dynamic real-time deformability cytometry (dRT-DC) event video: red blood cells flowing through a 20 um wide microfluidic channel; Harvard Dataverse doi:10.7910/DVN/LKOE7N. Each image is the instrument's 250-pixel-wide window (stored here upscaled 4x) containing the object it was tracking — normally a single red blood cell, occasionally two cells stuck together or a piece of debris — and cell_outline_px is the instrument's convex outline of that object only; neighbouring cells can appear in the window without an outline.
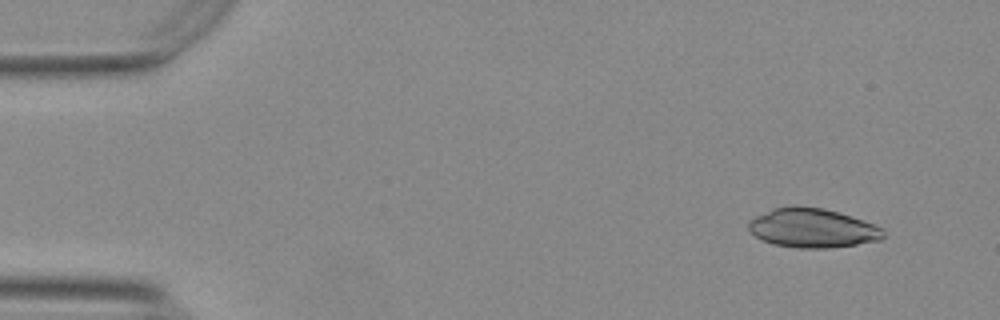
{"species": "Egyptian fruit bat (a non-hibernating species)", "species_latin": "Rousettus aegyptiacus", "temperature_condition": "warm", "stored_images_in_passage": 51, "camera_frame_rate_fps": 3000, "um_per_image_px": 0.085, "animal": {"sex": "female"}, "frame": {"image": 1, "passage_image": 1, "time_ms": 0.0, "image_size_px": [1000, 320], "cell_outline_px": [[884, 236], [880, 240], [856, 244], [828, 248], [800, 248], [772, 244], [756, 236], [748, 228], [748, 220], [772, 208], [796, 204], [824, 208], [884, 228]], "centroid_in_image_um": [69.02, 19.37], "position_along_channel_um": 16.0, "area_um2": 30.69}}
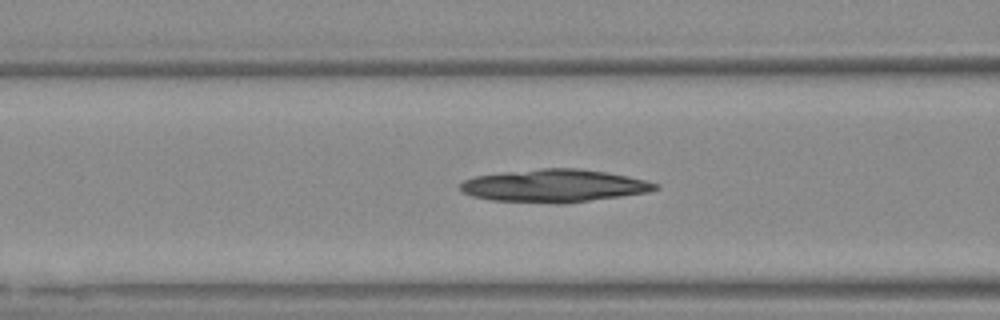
{"frame": {"image": 2, "passage_image": 18, "time_ms": 5.667, "image_size_px": [1000, 320], "cell_outline_px": [[660, 188], [648, 192], [620, 196], [588, 200], [492, 200], [472, 196], [460, 192], [460, 184], [464, 180], [476, 176], [504, 172], [540, 168], [576, 168], [604, 172], [628, 176], [644, 180], [656, 184]], "centroid_in_image_um": [47.08, 15.74], "position_along_channel_um": 119.5, "area_um2": 35.55}}
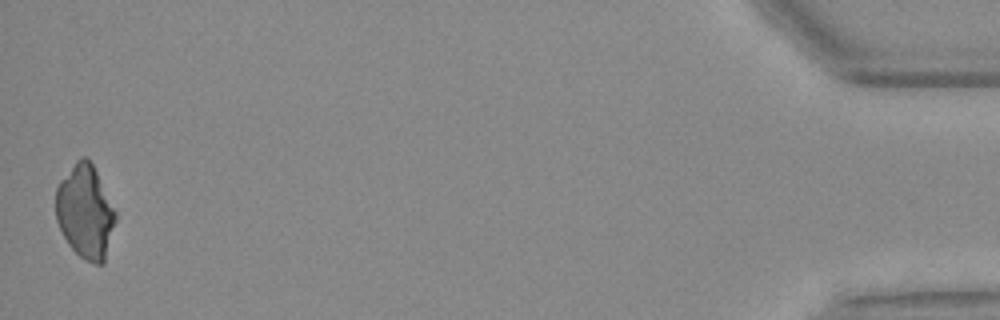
{"frame": {"image": 3, "passage_image": 50, "time_ms": 16.333, "image_size_px": [1000, 320], "cell_outline_px": [[116, 220], [104, 264], [96, 264], [84, 260], [68, 244], [56, 220], [56, 188], [60, 180], [76, 160], [80, 156], [84, 156], [92, 164], [116, 212]], "centroid_in_image_um": [7.24, 18.01], "position_along_channel_um": 428.0, "area_um2": 32.31}}